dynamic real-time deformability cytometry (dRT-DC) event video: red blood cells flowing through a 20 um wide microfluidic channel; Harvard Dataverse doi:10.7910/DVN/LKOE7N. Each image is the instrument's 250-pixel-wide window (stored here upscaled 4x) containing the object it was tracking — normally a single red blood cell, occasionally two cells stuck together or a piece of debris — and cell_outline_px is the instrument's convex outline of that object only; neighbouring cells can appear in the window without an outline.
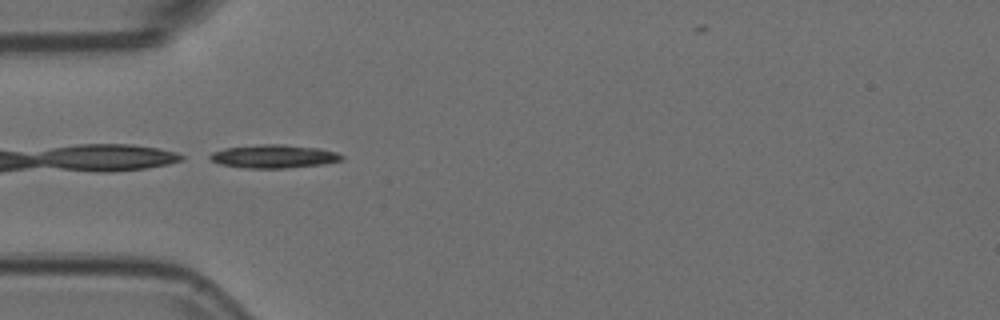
{"species": "Egyptian fruit bat (a non-hibernating species)", "species_latin": "Rousettus aegyptiacus", "temperature_condition": "room temperature", "stored_images_in_passage": 32, "camera_frame_rate_fps": 3000, "um_per_image_px": 0.085, "animal": {"sex": "female"}, "frame": {"image": 1, "passage_image": 1, "time_ms": 0.0, "image_size_px": [1000, 320], "cell_outline_px": [[344, 160], [324, 164], [284, 168], [244, 168], [220, 164], [212, 160], [208, 156], [212, 152], [224, 148], [260, 144], [284, 144], [316, 148], [336, 152], [344, 156]], "centroid_in_image_um": [23.27, 13.29], "position_along_channel_um": 61.7, "area_um2": 17.92}}
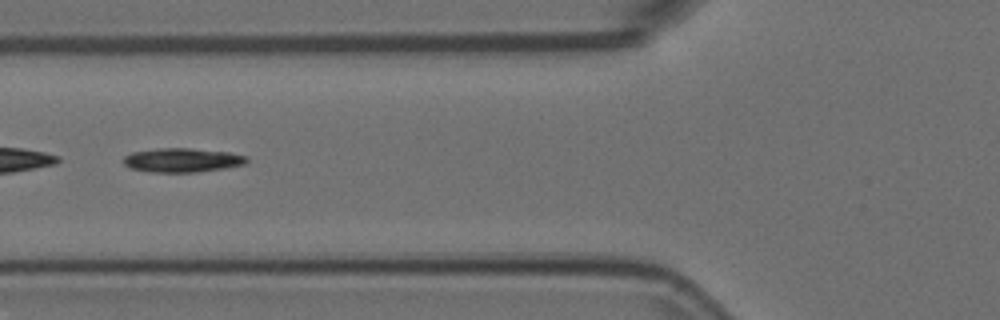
{"frame": {"image": 2, "passage_image": 5, "time_ms": 1.333, "image_size_px": [1000, 320], "cell_outline_px": [[248, 160], [244, 164], [224, 168], [196, 172], [152, 172], [132, 168], [124, 164], [124, 156], [132, 152], [160, 148], [192, 148], [228, 152], [248, 156]], "centroid_in_image_um": [15.51, 13.6], "position_along_channel_um": 110.3, "area_um2": 17.17}, "authors_computed_cell_mechanics": {"area_um2": 16.8198, "velocity_mm_per_s": 3.7279, "shape_relaxation_time_tau1_ms": 3.8957, "shape_relaxation_time_tau2_ms": null, "deformation_change_tau1": 0.1472, "deformation_change_tau2": null}}